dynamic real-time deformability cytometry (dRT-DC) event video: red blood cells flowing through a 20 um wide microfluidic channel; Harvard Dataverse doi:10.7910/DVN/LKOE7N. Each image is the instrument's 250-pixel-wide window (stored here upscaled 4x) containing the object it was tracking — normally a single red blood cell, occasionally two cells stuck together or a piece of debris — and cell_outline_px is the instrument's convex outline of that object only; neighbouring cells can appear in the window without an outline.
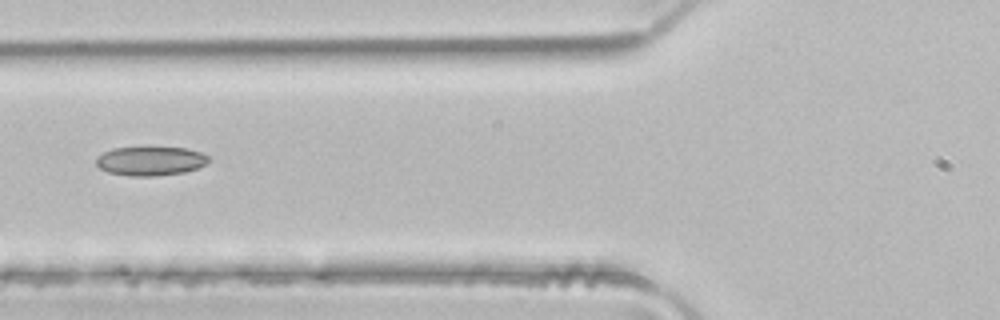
{"species": "common noctule bat (a hibernating species)", "species_latin": "Nyctalus noctula", "temperature_condition": "room temperature", "stored_images_in_passage": 5, "camera_frame_rate_fps": 3000, "um_per_image_px": 0.085, "animal": {"sex": "male", "body_mass_g": 21.5, "forearm_length_mm": 52.0}, "frame": {"image": 1, "passage_image": 5, "time_ms": 1.333, "image_size_px": [1000, 320], "cell_outline_px": [[212, 160], [208, 164], [184, 172], [152, 176], [132, 176], [108, 172], [100, 168], [96, 164], [96, 160], [104, 152], [112, 148], [148, 144], [188, 148], [200, 152], [208, 156]], "centroid_in_image_um": [12.83, 13.62], "position_along_channel_um": 113.0, "area_um2": 19.94}}